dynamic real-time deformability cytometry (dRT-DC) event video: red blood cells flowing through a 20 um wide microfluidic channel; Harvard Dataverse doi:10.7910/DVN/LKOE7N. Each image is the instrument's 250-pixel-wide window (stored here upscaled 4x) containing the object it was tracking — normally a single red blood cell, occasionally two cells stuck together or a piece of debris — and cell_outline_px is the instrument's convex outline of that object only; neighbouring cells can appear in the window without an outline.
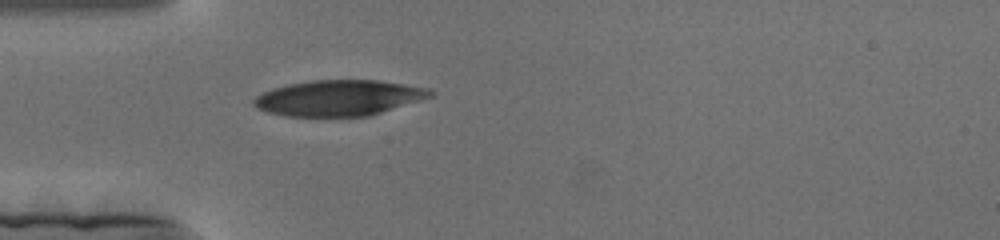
{"species": "human", "species_latin": "Homo sapiens", "temperature_condition": "cold", "stored_images_in_passage": 93, "camera_frame_rate_fps": 3000, "um_per_image_px": 0.085, "donor": {"sex": "female"}, "frame": {"image": 1, "passage_image": 1, "time_ms": 0.0, "image_size_px": [1000, 240], "cell_outline_px": [[436, 92], [432, 96], [420, 100], [368, 116], [284, 116], [268, 112], [252, 104], [252, 100], [256, 96], [272, 88], [288, 84], [312, 80], [380, 80], [428, 88]], "centroid_in_image_um": [28.8, 8.31], "position_along_channel_um": 56.2, "area_um2": 36.59}}
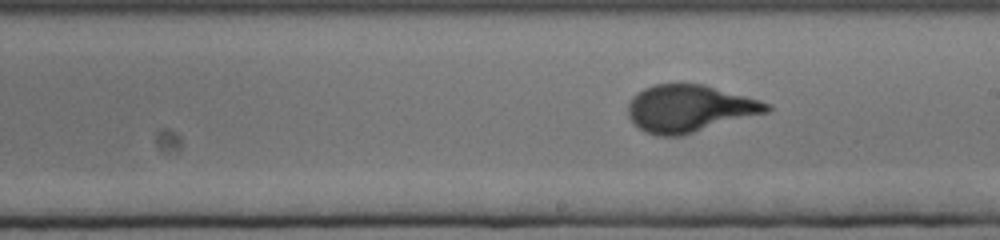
{"frame": {"image": 2, "passage_image": 47, "time_ms": 15.333, "image_size_px": [1000, 240], "cell_outline_px": [[772, 108], [768, 112], [684, 136], [656, 136], [644, 132], [628, 116], [628, 104], [632, 96], [644, 88], [656, 84], [704, 84], [760, 100], [772, 104]], "centroid_in_image_um": [58.62, 9.24], "position_along_channel_um": 230.4, "area_um2": 38.38}}
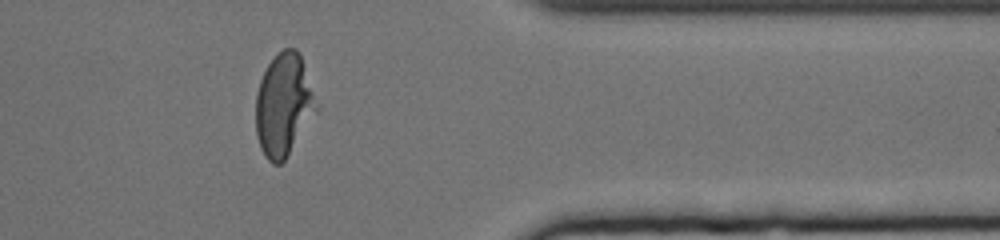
{"frame": {"image": 3, "passage_image": 91, "time_ms": 30.0, "image_size_px": [1000, 240], "cell_outline_px": [[320, 108], [284, 160], [280, 164], [272, 164], [264, 156], [260, 148], [256, 136], [256, 92], [260, 80], [268, 64], [284, 48], [296, 48], [300, 56], [320, 104]], "centroid_in_image_um": [24.13, 8.94], "position_along_channel_um": 387.3, "area_um2": 36.41}}